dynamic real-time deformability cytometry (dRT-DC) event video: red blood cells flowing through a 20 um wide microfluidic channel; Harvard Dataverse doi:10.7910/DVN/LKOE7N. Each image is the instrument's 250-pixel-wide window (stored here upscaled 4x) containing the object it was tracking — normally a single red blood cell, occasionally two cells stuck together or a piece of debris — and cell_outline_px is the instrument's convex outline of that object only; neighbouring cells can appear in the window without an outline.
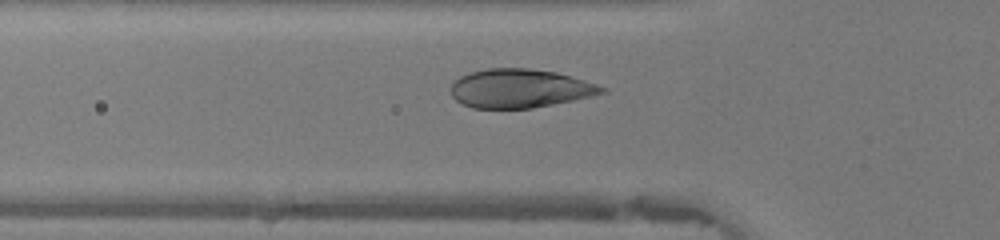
{"species": "human", "species_latin": "Homo sapiens", "temperature_condition": "warm", "stored_images_in_passage": 45, "camera_frame_rate_fps": 3000, "um_per_image_px": 0.085, "donor": {"sex": "female"}, "frame": {"image": 1, "passage_image": 14, "time_ms": 4.333, "image_size_px": [1000, 240], "cell_outline_px": [[608, 92], [592, 96], [532, 108], [472, 108], [456, 100], [452, 96], [452, 84], [460, 76], [472, 72], [488, 68], [528, 68], [556, 72], [584, 80], [608, 88]], "centroid_in_image_um": [44.21, 7.51], "position_along_channel_um": 81.6, "area_um2": 33.87}}
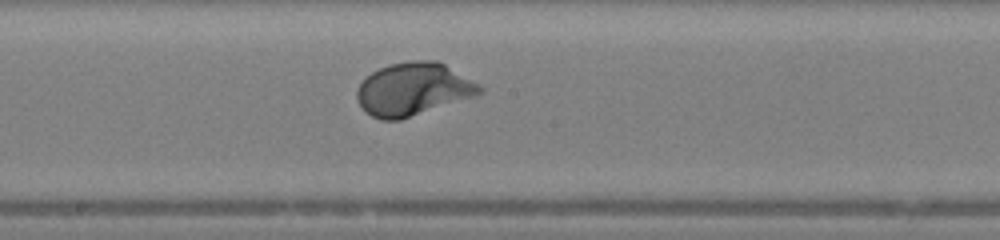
{"frame": {"image": 2, "passage_image": 23, "time_ms": 7.333, "image_size_px": [1000, 240], "cell_outline_px": [[484, 92], [400, 120], [380, 120], [364, 112], [356, 100], [356, 92], [360, 84], [372, 72], [380, 68], [392, 64], [412, 60], [436, 60], [444, 64], [480, 84], [484, 88]], "centroid_in_image_um": [35.1, 7.58], "position_along_channel_um": 213.1, "area_um2": 37.45}}
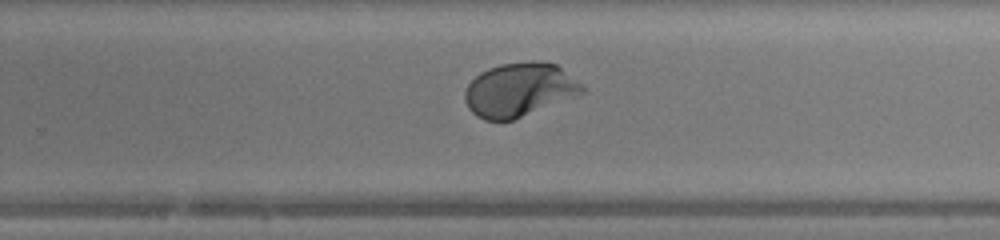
{"frame": {"image": 3, "passage_image": 28, "time_ms": 9.0, "image_size_px": [1000, 240], "cell_outline_px": [[584, 92], [512, 120], [484, 120], [476, 116], [468, 108], [464, 100], [464, 92], [468, 84], [480, 72], [488, 68], [500, 64], [532, 60], [556, 64], [580, 84], [584, 88]], "centroid_in_image_um": [44.07, 7.62], "position_along_channel_um": 285.7, "area_um2": 36.24}, "authors_computed_cell_mechanics": {"area_um2": 37.0498, "velocity_mm_per_s": 4.3707, "shape_relaxation_time_tau1_ms": 1.7769, "shape_relaxation_time_tau2_ms": null, "deformation_change_tau1": 0.1527, "deformation_change_tau2": null}}